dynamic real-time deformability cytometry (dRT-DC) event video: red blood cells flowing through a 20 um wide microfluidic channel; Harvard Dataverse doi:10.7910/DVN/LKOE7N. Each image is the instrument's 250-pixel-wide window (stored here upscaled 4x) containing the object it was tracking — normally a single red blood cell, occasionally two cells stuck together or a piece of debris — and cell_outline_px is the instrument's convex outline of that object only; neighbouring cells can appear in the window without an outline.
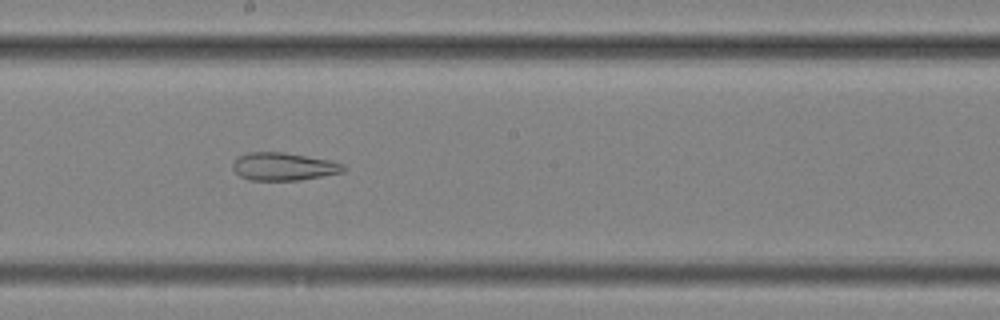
{"species": "common noctule bat (a hibernating species)", "species_latin": "Nyctalus noctula", "temperature_condition": "cold", "stored_images_in_passage": 49, "segment_of_instrument_passage": [2, 2], "camera_frame_rate_fps": 3000, "um_per_image_px": 0.085, "animal": {"sex": "female", "body_mass_g": 25.1}, "frame": {"image": 1, "passage_image": 32, "time_ms": 10.333, "image_size_px": [1000, 320], "cell_outline_px": [[348, 168], [344, 172], [300, 180], [252, 180], [240, 176], [232, 168], [232, 164], [236, 156], [248, 152], [284, 152], [328, 160], [344, 164]], "centroid_in_image_um": [24.1, 14.15], "position_along_channel_um": 224.1, "area_um2": 18.03}}
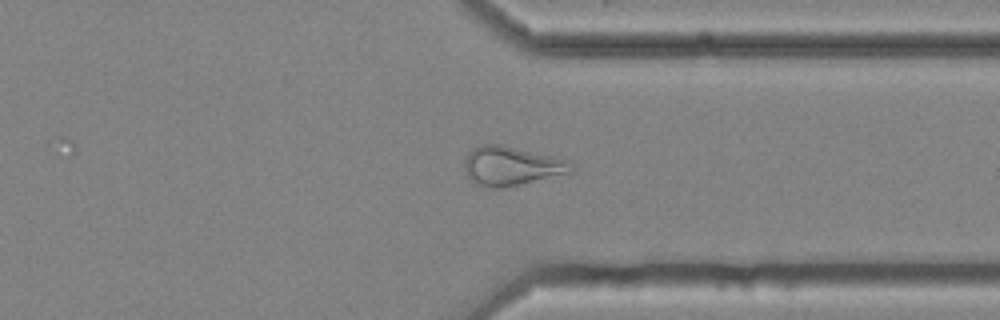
{"frame": {"image": 2, "passage_image": 44, "time_ms": 14.333, "image_size_px": [1000, 320], "cell_outline_px": [[572, 172], [504, 188], [492, 188], [480, 184], [468, 176], [464, 168], [464, 160], [468, 152], [472, 148], [480, 144], [500, 144], [568, 160], [572, 168]], "centroid_in_image_um": [43.43, 14.09], "position_along_channel_um": 368.0, "area_um2": 23.93}}